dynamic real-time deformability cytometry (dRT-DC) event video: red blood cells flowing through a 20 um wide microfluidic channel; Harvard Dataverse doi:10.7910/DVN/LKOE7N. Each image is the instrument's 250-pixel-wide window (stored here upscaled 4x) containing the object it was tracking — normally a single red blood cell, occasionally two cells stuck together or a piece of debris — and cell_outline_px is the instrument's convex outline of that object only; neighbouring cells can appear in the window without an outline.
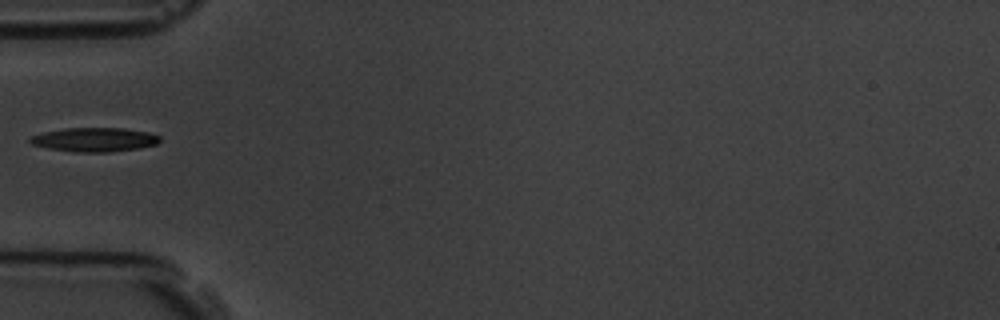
{"species": "common noctule bat (a hibernating species)", "species_latin": "Nyctalus noctula", "temperature_condition": "room temperature", "stored_images_in_passage": 2, "camera_frame_rate_fps": 3000, "um_per_image_px": 0.085, "animal": {"sex": "male", "body_mass_g": 19.5, "forearm_length_mm": 54.6}, "frame": {"image": 1, "passage_image": 1, "time_ms": 0.0, "image_size_px": [1000, 320], "cell_outline_px": [[160, 140], [156, 144], [140, 148], [108, 152], [72, 152], [48, 148], [32, 144], [28, 140], [32, 136], [44, 132], [64, 128], [124, 128], [148, 132], [160, 136]], "centroid_in_image_um": [8.04, 11.87], "position_along_channel_um": 77.0, "area_um2": 18.15}}
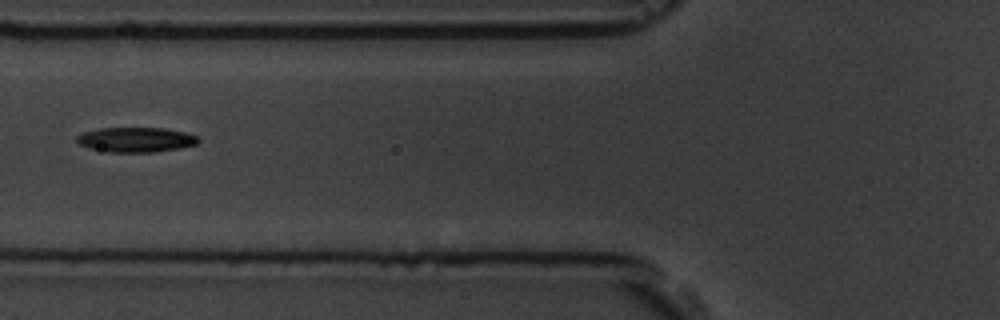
{"frame": {"image": 2, "passage_image": 2, "time_ms": 1.0, "image_size_px": [1000, 320], "cell_outline_px": [[200, 140], [196, 144], [180, 148], [152, 152], [108, 152], [88, 148], [80, 144], [76, 140], [76, 136], [84, 132], [100, 128], [164, 128], [184, 132], [196, 136]], "centroid_in_image_um": [11.53, 11.87], "position_along_channel_um": 114.3, "area_um2": 17.51}}